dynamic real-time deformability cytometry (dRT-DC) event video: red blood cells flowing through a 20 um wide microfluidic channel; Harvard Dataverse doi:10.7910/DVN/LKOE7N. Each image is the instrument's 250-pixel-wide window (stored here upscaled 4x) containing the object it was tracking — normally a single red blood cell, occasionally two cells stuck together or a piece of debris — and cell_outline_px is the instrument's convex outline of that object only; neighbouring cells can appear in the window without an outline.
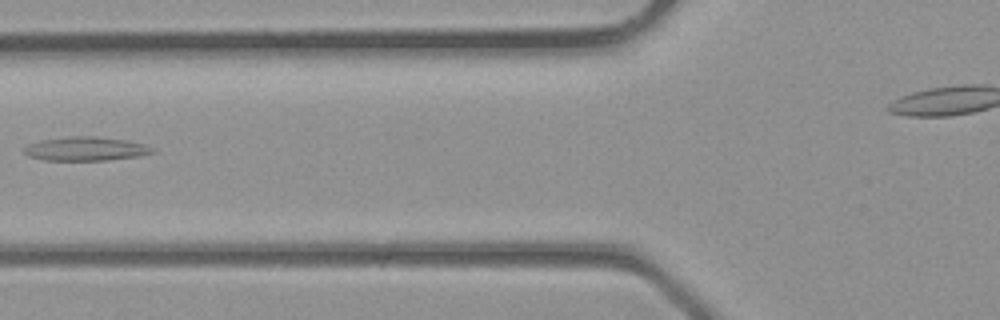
{"species": "common noctule bat (a hibernating species)", "species_latin": "Nyctalus noctula", "temperature_condition": "room temperature", "stored_images_in_passage": 5, "segment_of_instrument_passage": [1, 2], "camera_frame_rate_fps": 3000, "um_per_image_px": 0.085, "animal": {"sex": "male", "body_mass_g": 23.1, "forearm_length_mm": 52.7}, "frame": {"image": 1, "passage_image": 4, "time_ms": 1.0, "image_size_px": [1000, 320], "cell_outline_px": [[156, 152], [140, 156], [108, 160], [44, 160], [28, 156], [24, 152], [24, 148], [28, 144], [40, 140], [68, 136], [96, 136], [124, 140], [144, 144], [152, 148]], "centroid_in_image_um": [7.27, 12.65], "position_along_channel_um": 118.5, "area_um2": 17.86}}